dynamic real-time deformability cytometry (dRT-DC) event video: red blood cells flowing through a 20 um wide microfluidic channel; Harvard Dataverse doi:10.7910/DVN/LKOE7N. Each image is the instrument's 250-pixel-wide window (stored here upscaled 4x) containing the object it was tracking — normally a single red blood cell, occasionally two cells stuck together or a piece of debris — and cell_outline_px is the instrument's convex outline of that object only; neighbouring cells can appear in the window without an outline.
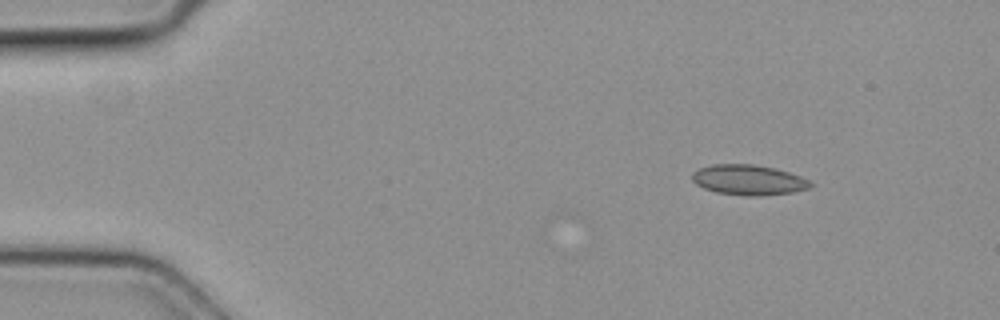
{"species": "common noctule bat (a hibernating species)", "species_latin": "Nyctalus noctula", "temperature_condition": "cold", "stored_images_in_passage": 3, "camera_frame_rate_fps": 3000, "um_per_image_px": 0.085, "animal": {"sex": "female", "body_mass_g": 19.3, "forearm_length_mm": 54.1}, "frame": {"image": 1, "passage_image": 1, "time_ms": 0.0, "image_size_px": [1000, 320], "cell_outline_px": [[812, 184], [808, 188], [792, 192], [760, 196], [752, 196], [716, 192], [704, 188], [696, 184], [692, 180], [692, 172], [700, 168], [712, 164], [752, 164], [772, 168], [788, 172], [800, 176], [808, 180]], "centroid_in_image_um": [63.59, 15.29], "position_along_channel_um": 21.4, "area_um2": 20.58}}
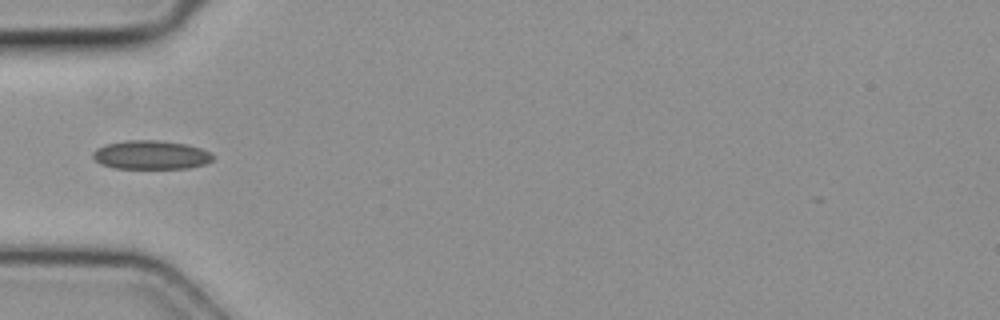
{"frame": {"image": 2, "passage_image": 3, "time_ms": 0.667, "image_size_px": [1000, 320], "cell_outline_px": [[212, 160], [204, 164], [188, 168], [116, 168], [100, 164], [92, 156], [92, 152], [96, 148], [104, 144], [124, 140], [160, 140], [184, 144], [200, 148], [212, 152]], "centroid_in_image_um": [12.79, 13.16], "position_along_channel_um": 72.2, "area_um2": 20.17}}